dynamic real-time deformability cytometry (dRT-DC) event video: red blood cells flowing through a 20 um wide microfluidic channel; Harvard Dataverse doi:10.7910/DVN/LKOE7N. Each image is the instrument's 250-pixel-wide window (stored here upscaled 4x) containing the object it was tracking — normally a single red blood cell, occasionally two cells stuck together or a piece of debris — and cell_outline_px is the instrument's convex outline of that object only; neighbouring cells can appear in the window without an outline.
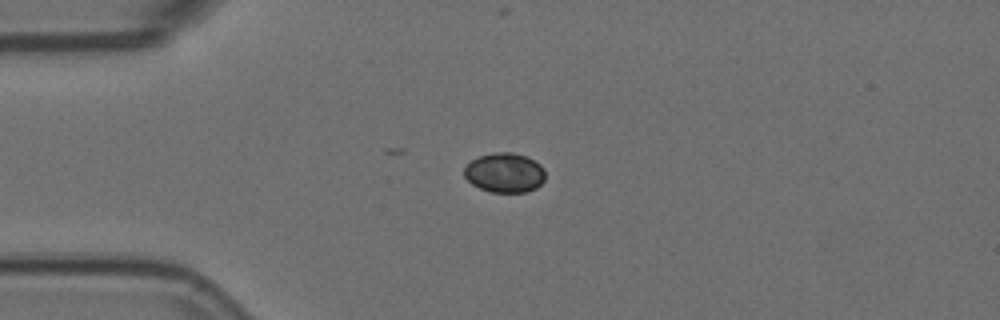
{"species": "Egyptian fruit bat (a non-hibernating species)", "species_latin": "Rousettus aegyptiacus", "temperature_condition": "room temperature", "stored_images_in_passage": 8, "camera_frame_rate_fps": 3000, "um_per_image_px": 0.085, "animal": {"sex": "female"}, "frame": {"image": 1, "passage_image": 1, "time_ms": 0.0, "image_size_px": [1000, 320], "cell_outline_px": [[544, 180], [536, 188], [528, 192], [492, 192], [480, 188], [472, 184], [464, 176], [464, 168], [472, 160], [480, 156], [496, 152], [512, 152], [524, 156], [540, 164], [544, 168]], "centroid_in_image_um": [42.9, 14.69], "position_along_channel_um": 42.1, "area_um2": 18.55}}
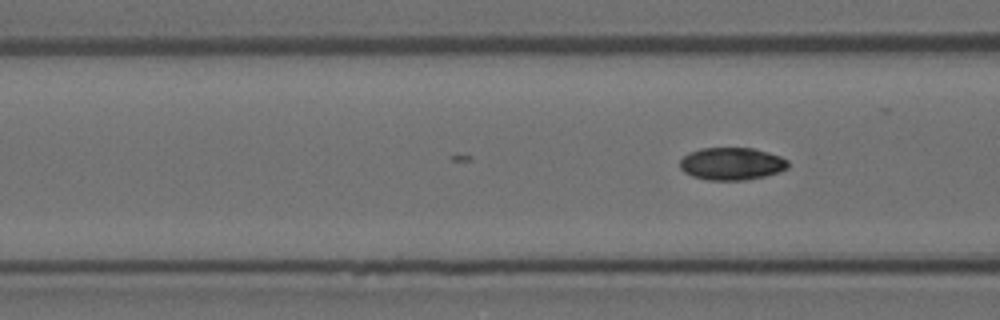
{"frame": {"image": 2, "passage_image": 8, "time_ms": 2.333, "image_size_px": [1000, 320], "cell_outline_px": [[788, 168], [780, 172], [764, 176], [744, 180], [708, 180], [692, 176], [684, 172], [680, 168], [680, 160], [688, 152], [700, 148], [752, 148], [768, 152], [780, 156], [788, 160]], "centroid_in_image_um": [62.19, 13.91], "position_along_channel_um": 104.4, "area_um2": 20.58}}